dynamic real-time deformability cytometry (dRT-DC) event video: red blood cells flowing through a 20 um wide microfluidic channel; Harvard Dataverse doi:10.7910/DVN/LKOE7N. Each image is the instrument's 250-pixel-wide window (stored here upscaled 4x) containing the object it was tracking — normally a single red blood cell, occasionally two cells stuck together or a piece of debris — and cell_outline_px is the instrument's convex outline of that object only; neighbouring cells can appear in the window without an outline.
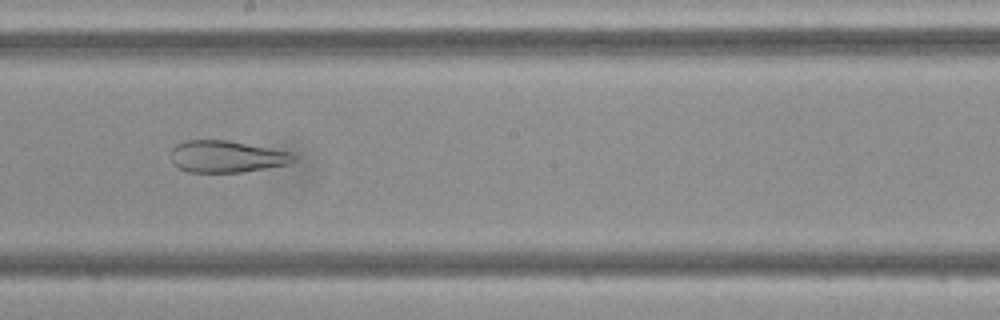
{"species": "Egyptian fruit bat (a non-hibernating species)", "species_latin": "Rousettus aegyptiacus", "temperature_condition": "cold", "stored_images_in_passage": 48, "camera_frame_rate_fps": 3000, "um_per_image_px": 0.085, "frame": {"image": 1, "passage_image": 27, "time_ms": 8.667, "image_size_px": [1000, 320], "cell_outline_px": [[296, 160], [292, 164], [244, 172], [188, 172], [180, 168], [172, 160], [172, 148], [176, 144], [184, 140], [228, 140], [292, 152], [296, 156]], "centroid_in_image_um": [19.33, 13.3], "position_along_channel_um": 228.9, "area_um2": 22.95}}
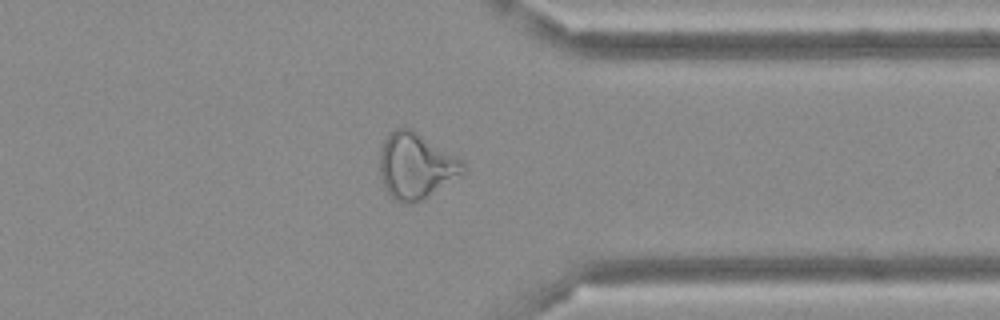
{"frame": {"image": 2, "passage_image": 38, "time_ms": 12.333, "image_size_px": [1000, 320], "cell_outline_px": [[464, 172], [424, 200], [412, 204], [404, 204], [396, 200], [384, 188], [380, 176], [380, 148], [388, 132], [396, 128], [408, 128], [416, 132], [464, 160]], "centroid_in_image_um": [35.33, 14.12], "position_along_channel_um": 376.1, "area_um2": 31.96}}
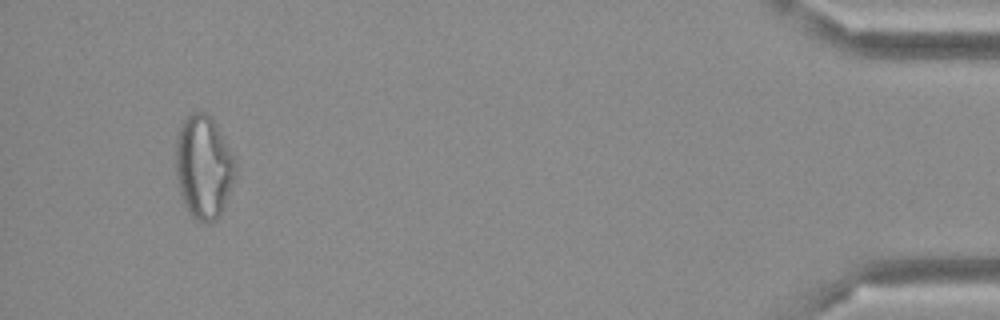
{"frame": {"image": 3, "passage_image": 46, "time_ms": 15.0, "image_size_px": [1000, 320], "cell_outline_px": [[236, 176], [220, 216], [212, 224], [204, 224], [196, 220], [188, 212], [184, 204], [176, 180], [176, 136], [180, 124], [192, 112], [204, 112], [212, 116], [216, 120], [236, 160]], "centroid_in_image_um": [17.32, 14.19], "position_along_channel_um": 417.9, "area_um2": 36.82}}